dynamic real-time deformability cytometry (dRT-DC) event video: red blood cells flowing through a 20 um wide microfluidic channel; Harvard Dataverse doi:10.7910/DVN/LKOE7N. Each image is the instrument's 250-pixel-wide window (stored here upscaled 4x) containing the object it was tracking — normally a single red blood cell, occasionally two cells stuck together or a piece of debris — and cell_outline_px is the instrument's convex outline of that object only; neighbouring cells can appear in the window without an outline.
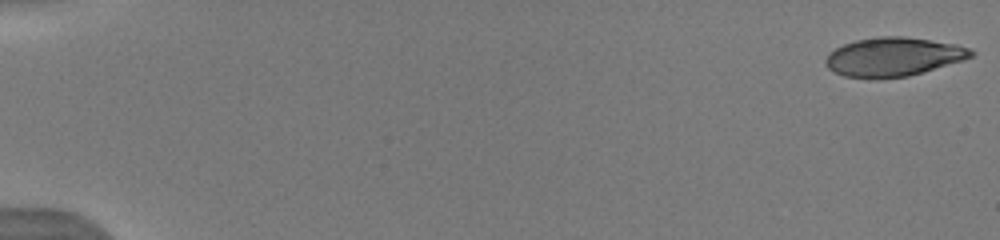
{"species": "human", "species_latin": "Homo sapiens", "temperature_condition": "warm", "stored_images_in_passage": 21, "camera_frame_rate_fps": 3000, "um_per_image_px": 0.085, "donor": {"sex": "male"}, "frame": {"image": 1, "passage_image": 1, "time_ms": 0.0, "image_size_px": [1000, 240], "cell_outline_px": [[976, 52], [972, 56], [964, 60], [908, 76], [844, 76], [828, 68], [824, 64], [824, 60], [828, 52], [844, 44], [856, 40], [880, 36], [904, 36], [956, 44], [968, 48]], "centroid_in_image_um": [75.94, 4.79], "position_along_channel_um": 9.1, "area_um2": 32.25}}
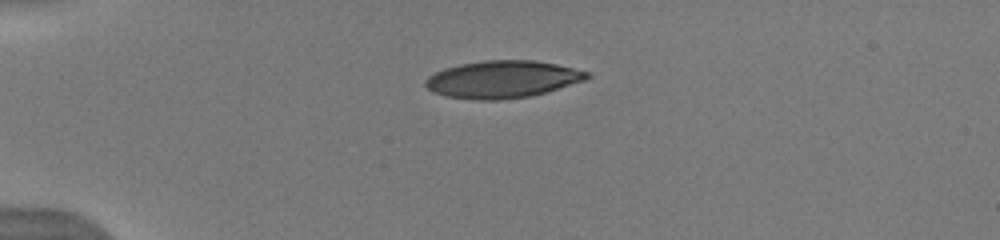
{"frame": {"image": 2, "passage_image": 10, "time_ms": 4.333, "image_size_px": [1000, 240], "cell_outline_px": [[592, 76], [584, 80], [544, 92], [528, 96], [500, 100], [480, 100], [448, 96], [432, 92], [424, 84], [424, 80], [428, 76], [444, 68], [460, 64], [484, 60], [536, 60], [556, 64], [588, 72]], "centroid_in_image_um": [42.67, 6.73], "position_along_channel_um": 42.3, "area_um2": 34.8}}